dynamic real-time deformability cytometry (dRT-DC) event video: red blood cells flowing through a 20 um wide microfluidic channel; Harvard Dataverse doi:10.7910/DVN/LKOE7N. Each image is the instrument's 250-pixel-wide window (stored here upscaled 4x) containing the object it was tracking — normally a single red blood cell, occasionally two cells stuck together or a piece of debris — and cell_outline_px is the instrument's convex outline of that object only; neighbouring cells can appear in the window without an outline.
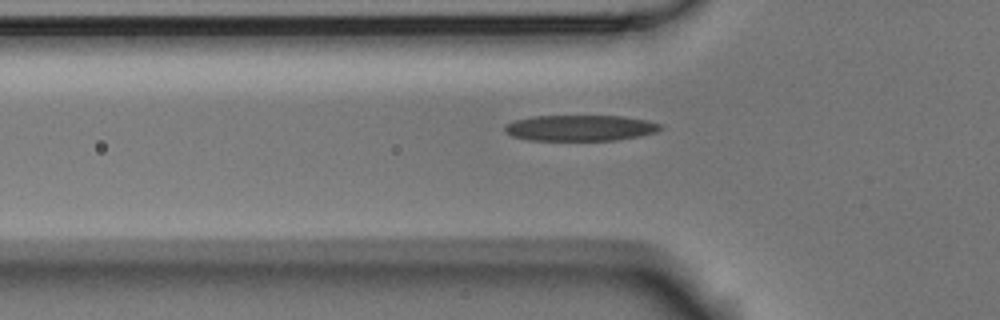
{"species": "Egyptian fruit bat (a non-hibernating species)", "species_latin": "Rousettus aegyptiacus", "temperature_condition": "room temperature", "stored_images_in_passage": 36, "camera_frame_rate_fps": 3000, "um_per_image_px": 0.085, "animal": {"sex": "male"}, "frame": {"image": 1, "passage_image": 5, "time_ms": 1.333, "image_size_px": [1000, 320], "cell_outline_px": [[664, 128], [656, 132], [640, 136], [616, 140], [528, 140], [512, 136], [504, 128], [504, 124], [516, 120], [532, 116], [624, 116], [648, 120], [664, 124]], "centroid_in_image_um": [49.38, 10.87], "position_along_channel_um": 76.4, "area_um2": 23.64}}
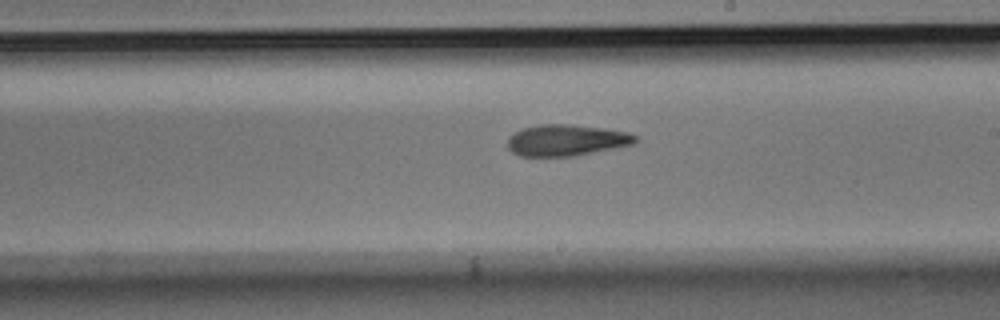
{"frame": {"image": 2, "passage_image": 18, "time_ms": 5.667, "image_size_px": [1000, 320], "cell_outline_px": [[640, 140], [636, 144], [576, 156], [520, 156], [512, 152], [508, 148], [508, 136], [524, 128], [540, 124], [568, 124], [604, 128], [628, 132], [640, 136]], "centroid_in_image_um": [48.22, 11.92], "position_along_channel_um": 240.8, "area_um2": 23.64}}
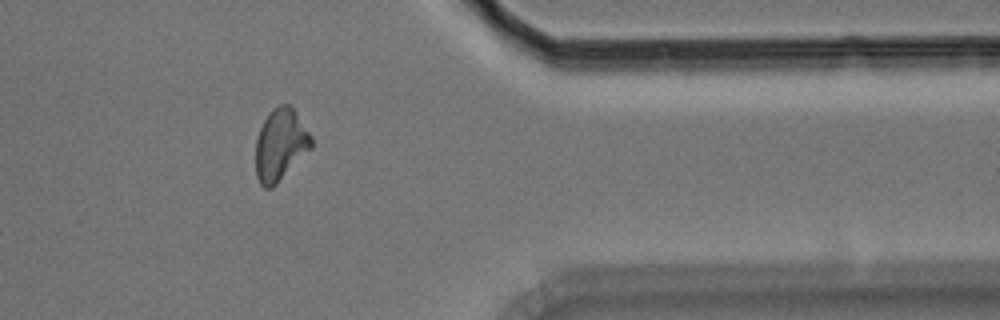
{"frame": {"image": 3, "passage_image": 31, "time_ms": 10.0, "image_size_px": [1000, 320], "cell_outline_px": [[312, 148], [272, 188], [264, 188], [260, 184], [256, 176], [256, 140], [260, 128], [268, 112], [272, 108], [280, 104], [288, 104], [292, 108], [312, 136]], "centroid_in_image_um": [23.82, 12.31], "position_along_channel_um": 387.6, "area_um2": 23.18}}